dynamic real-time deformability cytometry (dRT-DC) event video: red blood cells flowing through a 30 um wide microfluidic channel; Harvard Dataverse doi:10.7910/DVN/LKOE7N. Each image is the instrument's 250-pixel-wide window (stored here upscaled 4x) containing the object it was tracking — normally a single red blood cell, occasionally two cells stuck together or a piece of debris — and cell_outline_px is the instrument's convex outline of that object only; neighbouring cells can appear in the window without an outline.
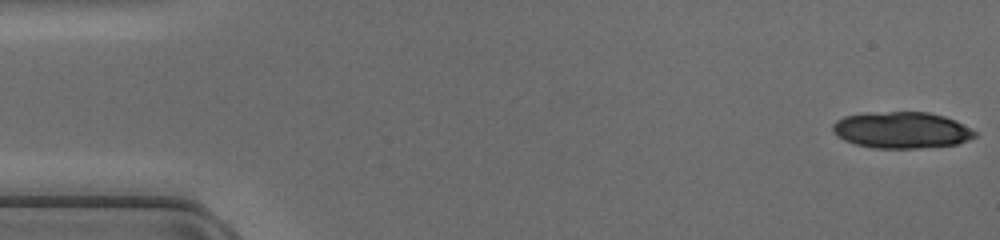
{"species": "common noctule bat (a hibernating species)", "species_latin": "Nyctalus noctula", "temperature_condition": "cold", "stored_images_in_passage": 24, "camera_frame_rate_fps": 3000, "um_per_image_px": 0.085, "animal": {"sex": "female", "body_mass_g": 17.0, "forearm_length_mm": 48.0}, "frame": {"image": 1, "passage_image": 1, "time_ms": 0.0, "image_size_px": [1000, 240], "cell_outline_px": [[976, 136], [968, 140], [956, 144], [920, 148], [876, 148], [856, 144], [844, 140], [832, 128], [832, 124], [836, 120], [844, 116], [868, 112], [928, 112], [944, 116], [976, 132]], "centroid_in_image_um": [76.61, 11.05], "position_along_channel_um": 8.4, "area_um2": 29.82}}